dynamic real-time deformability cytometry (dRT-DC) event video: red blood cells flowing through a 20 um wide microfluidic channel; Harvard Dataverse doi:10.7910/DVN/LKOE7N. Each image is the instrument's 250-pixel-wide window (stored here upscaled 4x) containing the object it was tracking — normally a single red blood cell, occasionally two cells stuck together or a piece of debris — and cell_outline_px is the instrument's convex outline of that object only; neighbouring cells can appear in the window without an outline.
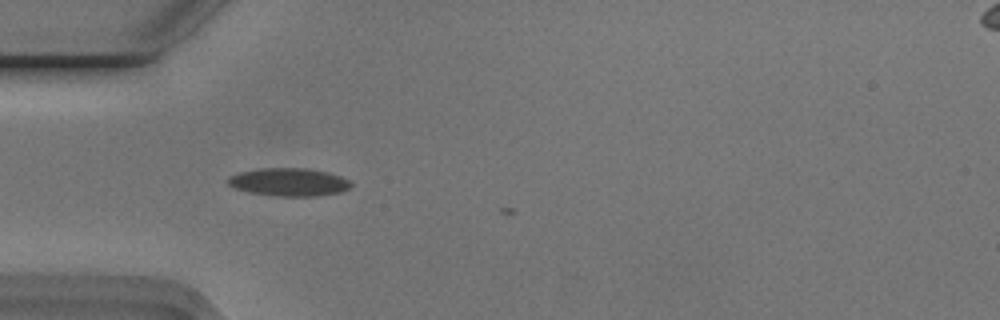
{"species": "Egyptian fruit bat (a non-hibernating species)", "species_latin": "Rousettus aegyptiacus", "temperature_condition": "cold", "stored_images_in_passage": 3, "camera_frame_rate_fps": 3000, "um_per_image_px": 0.085, "animal": {"sex": "male"}, "frame": {"image": 1, "passage_image": 2, "time_ms": 0.333, "image_size_px": [1000, 320], "cell_outline_px": [[352, 184], [348, 188], [340, 192], [316, 196], [272, 196], [248, 192], [236, 188], [228, 184], [228, 176], [240, 172], [260, 168], [308, 168], [328, 172], [340, 176], [348, 180]], "centroid_in_image_um": [24.54, 15.47], "position_along_channel_um": 60.5, "area_um2": 20.06}}